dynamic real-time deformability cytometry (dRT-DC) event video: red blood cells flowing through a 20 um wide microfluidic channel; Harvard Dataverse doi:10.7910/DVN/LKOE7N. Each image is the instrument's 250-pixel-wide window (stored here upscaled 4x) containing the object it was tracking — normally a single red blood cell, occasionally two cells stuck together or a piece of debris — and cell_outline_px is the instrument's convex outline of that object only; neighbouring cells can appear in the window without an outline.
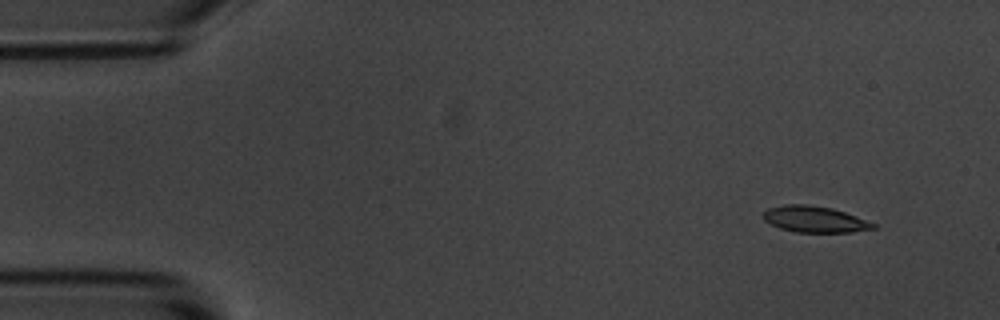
{"species": "common noctule bat (a hibernating species)", "species_latin": "Nyctalus noctula", "temperature_condition": "room temperature", "stored_images_in_passage": 6, "camera_frame_rate_fps": 3000, "um_per_image_px": 0.085, "animal": {"sex": "male", "body_mass_g": 20.1, "forearm_length_mm": 53.5}, "frame": {"image": 1, "passage_image": 6, "time_ms": 6.667, "image_size_px": [1000, 320], "cell_outline_px": [[876, 228], [852, 232], [796, 232], [780, 228], [764, 220], [764, 212], [768, 208], [784, 204], [808, 204], [832, 208], [856, 216], [876, 224]], "centroid_in_image_um": [69.25, 18.63], "position_along_channel_um": 15.8, "area_um2": 16.7}}